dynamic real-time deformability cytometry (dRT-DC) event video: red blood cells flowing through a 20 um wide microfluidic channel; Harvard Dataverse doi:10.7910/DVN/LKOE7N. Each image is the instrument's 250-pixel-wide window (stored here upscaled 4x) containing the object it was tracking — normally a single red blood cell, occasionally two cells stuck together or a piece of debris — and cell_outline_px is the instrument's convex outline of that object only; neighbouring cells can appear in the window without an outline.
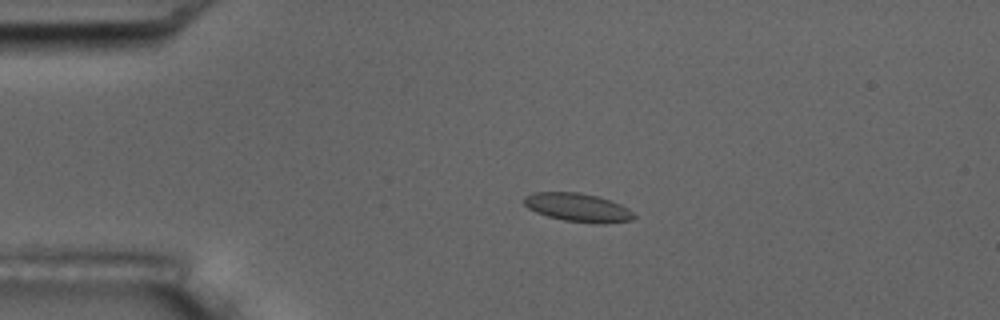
{"species": "common noctule bat (a hibernating species)", "species_latin": "Nyctalus noctula", "temperature_condition": "room temperature", "stored_images_in_passage": 5, "camera_frame_rate_fps": 3000, "um_per_image_px": 0.085, "animal": {"sex": "male", "body_mass_g": 17.5, "forearm_length_mm": 52.3}, "frame": {"image": 1, "passage_image": 4, "time_ms": 3.333, "image_size_px": [1000, 320], "cell_outline_px": [[636, 216], [632, 220], [604, 224], [592, 224], [564, 220], [548, 216], [536, 212], [528, 208], [524, 204], [524, 196], [532, 192], [580, 192], [596, 196], [620, 204], [628, 208]], "centroid_in_image_um": [49.11, 17.64], "position_along_channel_um": 35.9, "area_um2": 18.32}}